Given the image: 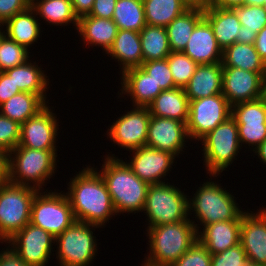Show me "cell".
<instances>
[{
	"label": "cell",
	"instance_id": "19",
	"mask_svg": "<svg viewBox=\"0 0 266 266\" xmlns=\"http://www.w3.org/2000/svg\"><path fill=\"white\" fill-rule=\"evenodd\" d=\"M265 74L223 67L222 94L231 106L261 98L262 78Z\"/></svg>",
	"mask_w": 266,
	"mask_h": 266
},
{
	"label": "cell",
	"instance_id": "27",
	"mask_svg": "<svg viewBox=\"0 0 266 266\" xmlns=\"http://www.w3.org/2000/svg\"><path fill=\"white\" fill-rule=\"evenodd\" d=\"M30 59L20 66H15L5 73L12 78L15 86H18L21 92H28L39 95L47 104H50L47 97L49 89V76L45 73V70ZM47 91V92H46ZM47 100V101H46Z\"/></svg>",
	"mask_w": 266,
	"mask_h": 266
},
{
	"label": "cell",
	"instance_id": "52",
	"mask_svg": "<svg viewBox=\"0 0 266 266\" xmlns=\"http://www.w3.org/2000/svg\"><path fill=\"white\" fill-rule=\"evenodd\" d=\"M244 3L245 0H212V7L233 8Z\"/></svg>",
	"mask_w": 266,
	"mask_h": 266
},
{
	"label": "cell",
	"instance_id": "32",
	"mask_svg": "<svg viewBox=\"0 0 266 266\" xmlns=\"http://www.w3.org/2000/svg\"><path fill=\"white\" fill-rule=\"evenodd\" d=\"M222 66L251 72H266V63L261 59L254 44L236 42L222 52Z\"/></svg>",
	"mask_w": 266,
	"mask_h": 266
},
{
	"label": "cell",
	"instance_id": "8",
	"mask_svg": "<svg viewBox=\"0 0 266 266\" xmlns=\"http://www.w3.org/2000/svg\"><path fill=\"white\" fill-rule=\"evenodd\" d=\"M100 226L76 221L55 238L59 266H90L97 255L96 229ZM94 234V235H93Z\"/></svg>",
	"mask_w": 266,
	"mask_h": 266
},
{
	"label": "cell",
	"instance_id": "37",
	"mask_svg": "<svg viewBox=\"0 0 266 266\" xmlns=\"http://www.w3.org/2000/svg\"><path fill=\"white\" fill-rule=\"evenodd\" d=\"M112 20L118 30L140 32L147 24L142 0H117Z\"/></svg>",
	"mask_w": 266,
	"mask_h": 266
},
{
	"label": "cell",
	"instance_id": "26",
	"mask_svg": "<svg viewBox=\"0 0 266 266\" xmlns=\"http://www.w3.org/2000/svg\"><path fill=\"white\" fill-rule=\"evenodd\" d=\"M106 54L118 61L120 74L128 69L140 67L143 64V54L139 32L118 30L113 45Z\"/></svg>",
	"mask_w": 266,
	"mask_h": 266
},
{
	"label": "cell",
	"instance_id": "50",
	"mask_svg": "<svg viewBox=\"0 0 266 266\" xmlns=\"http://www.w3.org/2000/svg\"><path fill=\"white\" fill-rule=\"evenodd\" d=\"M254 46L261 59L266 63V26L257 33Z\"/></svg>",
	"mask_w": 266,
	"mask_h": 266
},
{
	"label": "cell",
	"instance_id": "3",
	"mask_svg": "<svg viewBox=\"0 0 266 266\" xmlns=\"http://www.w3.org/2000/svg\"><path fill=\"white\" fill-rule=\"evenodd\" d=\"M145 231L149 252L148 255L145 254L141 266H171L198 239L195 225L190 218L146 228Z\"/></svg>",
	"mask_w": 266,
	"mask_h": 266
},
{
	"label": "cell",
	"instance_id": "15",
	"mask_svg": "<svg viewBox=\"0 0 266 266\" xmlns=\"http://www.w3.org/2000/svg\"><path fill=\"white\" fill-rule=\"evenodd\" d=\"M231 116L238 126L241 147L247 144L252 151L266 139V104L261 98L233 105Z\"/></svg>",
	"mask_w": 266,
	"mask_h": 266
},
{
	"label": "cell",
	"instance_id": "45",
	"mask_svg": "<svg viewBox=\"0 0 266 266\" xmlns=\"http://www.w3.org/2000/svg\"><path fill=\"white\" fill-rule=\"evenodd\" d=\"M117 0H94L89 16L112 19Z\"/></svg>",
	"mask_w": 266,
	"mask_h": 266
},
{
	"label": "cell",
	"instance_id": "16",
	"mask_svg": "<svg viewBox=\"0 0 266 266\" xmlns=\"http://www.w3.org/2000/svg\"><path fill=\"white\" fill-rule=\"evenodd\" d=\"M131 159L126 163L133 173L148 184L164 183L175 162V155L170 152L158 150L148 146H142L130 151ZM164 179V180H163Z\"/></svg>",
	"mask_w": 266,
	"mask_h": 266
},
{
	"label": "cell",
	"instance_id": "9",
	"mask_svg": "<svg viewBox=\"0 0 266 266\" xmlns=\"http://www.w3.org/2000/svg\"><path fill=\"white\" fill-rule=\"evenodd\" d=\"M39 190L13 183L0 185V243L6 244L31 219V206Z\"/></svg>",
	"mask_w": 266,
	"mask_h": 266
},
{
	"label": "cell",
	"instance_id": "36",
	"mask_svg": "<svg viewBox=\"0 0 266 266\" xmlns=\"http://www.w3.org/2000/svg\"><path fill=\"white\" fill-rule=\"evenodd\" d=\"M147 25L166 27L188 8L182 0H142Z\"/></svg>",
	"mask_w": 266,
	"mask_h": 266
},
{
	"label": "cell",
	"instance_id": "47",
	"mask_svg": "<svg viewBox=\"0 0 266 266\" xmlns=\"http://www.w3.org/2000/svg\"><path fill=\"white\" fill-rule=\"evenodd\" d=\"M0 266H29L9 247L0 251Z\"/></svg>",
	"mask_w": 266,
	"mask_h": 266
},
{
	"label": "cell",
	"instance_id": "40",
	"mask_svg": "<svg viewBox=\"0 0 266 266\" xmlns=\"http://www.w3.org/2000/svg\"><path fill=\"white\" fill-rule=\"evenodd\" d=\"M140 68L151 77L155 85L159 86L162 91L177 87L173 81L167 58L144 62Z\"/></svg>",
	"mask_w": 266,
	"mask_h": 266
},
{
	"label": "cell",
	"instance_id": "42",
	"mask_svg": "<svg viewBox=\"0 0 266 266\" xmlns=\"http://www.w3.org/2000/svg\"><path fill=\"white\" fill-rule=\"evenodd\" d=\"M21 125L0 113V147L9 152L16 148L20 141Z\"/></svg>",
	"mask_w": 266,
	"mask_h": 266
},
{
	"label": "cell",
	"instance_id": "43",
	"mask_svg": "<svg viewBox=\"0 0 266 266\" xmlns=\"http://www.w3.org/2000/svg\"><path fill=\"white\" fill-rule=\"evenodd\" d=\"M211 266H251L242 245L212 255Z\"/></svg>",
	"mask_w": 266,
	"mask_h": 266
},
{
	"label": "cell",
	"instance_id": "4",
	"mask_svg": "<svg viewBox=\"0 0 266 266\" xmlns=\"http://www.w3.org/2000/svg\"><path fill=\"white\" fill-rule=\"evenodd\" d=\"M209 176V181L207 179L203 184L201 183L193 197L190 198L191 196H189L188 198L189 215L192 216L193 214L194 216L195 214V217H192L195 219H190V221L195 225L197 232L200 226L203 227L220 221L241 220L245 212L239 206L234 194L232 195L218 181H212L213 177L216 179L220 175Z\"/></svg>",
	"mask_w": 266,
	"mask_h": 266
},
{
	"label": "cell",
	"instance_id": "23",
	"mask_svg": "<svg viewBox=\"0 0 266 266\" xmlns=\"http://www.w3.org/2000/svg\"><path fill=\"white\" fill-rule=\"evenodd\" d=\"M77 32L84 45L101 47L106 54L113 45L118 28L112 19L85 15L78 20Z\"/></svg>",
	"mask_w": 266,
	"mask_h": 266
},
{
	"label": "cell",
	"instance_id": "41",
	"mask_svg": "<svg viewBox=\"0 0 266 266\" xmlns=\"http://www.w3.org/2000/svg\"><path fill=\"white\" fill-rule=\"evenodd\" d=\"M212 254L197 241L171 266H211Z\"/></svg>",
	"mask_w": 266,
	"mask_h": 266
},
{
	"label": "cell",
	"instance_id": "10",
	"mask_svg": "<svg viewBox=\"0 0 266 266\" xmlns=\"http://www.w3.org/2000/svg\"><path fill=\"white\" fill-rule=\"evenodd\" d=\"M40 190L31 206L30 223L41 227L55 238L68 228L75 218L65 192ZM63 192V193H62Z\"/></svg>",
	"mask_w": 266,
	"mask_h": 266
},
{
	"label": "cell",
	"instance_id": "22",
	"mask_svg": "<svg viewBox=\"0 0 266 266\" xmlns=\"http://www.w3.org/2000/svg\"><path fill=\"white\" fill-rule=\"evenodd\" d=\"M202 228L197 232V238L212 255L240 243L241 220L215 222Z\"/></svg>",
	"mask_w": 266,
	"mask_h": 266
},
{
	"label": "cell",
	"instance_id": "51",
	"mask_svg": "<svg viewBox=\"0 0 266 266\" xmlns=\"http://www.w3.org/2000/svg\"><path fill=\"white\" fill-rule=\"evenodd\" d=\"M188 9L208 10L212 8V0H182Z\"/></svg>",
	"mask_w": 266,
	"mask_h": 266
},
{
	"label": "cell",
	"instance_id": "2",
	"mask_svg": "<svg viewBox=\"0 0 266 266\" xmlns=\"http://www.w3.org/2000/svg\"><path fill=\"white\" fill-rule=\"evenodd\" d=\"M107 153L102 169H95L106 184L117 215L142 213L149 184L135 175L122 158Z\"/></svg>",
	"mask_w": 266,
	"mask_h": 266
},
{
	"label": "cell",
	"instance_id": "12",
	"mask_svg": "<svg viewBox=\"0 0 266 266\" xmlns=\"http://www.w3.org/2000/svg\"><path fill=\"white\" fill-rule=\"evenodd\" d=\"M54 244V236L31 223L6 242V246L29 266H47L50 256H54Z\"/></svg>",
	"mask_w": 266,
	"mask_h": 266
},
{
	"label": "cell",
	"instance_id": "1",
	"mask_svg": "<svg viewBox=\"0 0 266 266\" xmlns=\"http://www.w3.org/2000/svg\"><path fill=\"white\" fill-rule=\"evenodd\" d=\"M67 184L65 193L76 221L105 227L117 213L111 195L99 172L85 165Z\"/></svg>",
	"mask_w": 266,
	"mask_h": 266
},
{
	"label": "cell",
	"instance_id": "30",
	"mask_svg": "<svg viewBox=\"0 0 266 266\" xmlns=\"http://www.w3.org/2000/svg\"><path fill=\"white\" fill-rule=\"evenodd\" d=\"M39 20L45 21L50 26H69L78 28V17L75 15L71 0H31Z\"/></svg>",
	"mask_w": 266,
	"mask_h": 266
},
{
	"label": "cell",
	"instance_id": "49",
	"mask_svg": "<svg viewBox=\"0 0 266 266\" xmlns=\"http://www.w3.org/2000/svg\"><path fill=\"white\" fill-rule=\"evenodd\" d=\"M73 11L78 19L82 16L89 15L93 5L94 0H71Z\"/></svg>",
	"mask_w": 266,
	"mask_h": 266
},
{
	"label": "cell",
	"instance_id": "25",
	"mask_svg": "<svg viewBox=\"0 0 266 266\" xmlns=\"http://www.w3.org/2000/svg\"><path fill=\"white\" fill-rule=\"evenodd\" d=\"M38 20L35 9L30 5L7 20L2 27L8 38L29 49L35 42H38L43 32Z\"/></svg>",
	"mask_w": 266,
	"mask_h": 266
},
{
	"label": "cell",
	"instance_id": "46",
	"mask_svg": "<svg viewBox=\"0 0 266 266\" xmlns=\"http://www.w3.org/2000/svg\"><path fill=\"white\" fill-rule=\"evenodd\" d=\"M21 92L5 72H0V105Z\"/></svg>",
	"mask_w": 266,
	"mask_h": 266
},
{
	"label": "cell",
	"instance_id": "48",
	"mask_svg": "<svg viewBox=\"0 0 266 266\" xmlns=\"http://www.w3.org/2000/svg\"><path fill=\"white\" fill-rule=\"evenodd\" d=\"M10 152L0 147V185L9 182Z\"/></svg>",
	"mask_w": 266,
	"mask_h": 266
},
{
	"label": "cell",
	"instance_id": "55",
	"mask_svg": "<svg viewBox=\"0 0 266 266\" xmlns=\"http://www.w3.org/2000/svg\"><path fill=\"white\" fill-rule=\"evenodd\" d=\"M264 0H245L244 5L263 6Z\"/></svg>",
	"mask_w": 266,
	"mask_h": 266
},
{
	"label": "cell",
	"instance_id": "6",
	"mask_svg": "<svg viewBox=\"0 0 266 266\" xmlns=\"http://www.w3.org/2000/svg\"><path fill=\"white\" fill-rule=\"evenodd\" d=\"M169 182L149 184L143 213L147 228L185 221L190 218L189 196Z\"/></svg>",
	"mask_w": 266,
	"mask_h": 266
},
{
	"label": "cell",
	"instance_id": "14",
	"mask_svg": "<svg viewBox=\"0 0 266 266\" xmlns=\"http://www.w3.org/2000/svg\"><path fill=\"white\" fill-rule=\"evenodd\" d=\"M52 106L47 104L35 116L21 124L20 141L17 147L38 150H57L59 121Z\"/></svg>",
	"mask_w": 266,
	"mask_h": 266
},
{
	"label": "cell",
	"instance_id": "53",
	"mask_svg": "<svg viewBox=\"0 0 266 266\" xmlns=\"http://www.w3.org/2000/svg\"><path fill=\"white\" fill-rule=\"evenodd\" d=\"M253 154L258 155V159L263 162V165H266V139L254 150H252Z\"/></svg>",
	"mask_w": 266,
	"mask_h": 266
},
{
	"label": "cell",
	"instance_id": "5",
	"mask_svg": "<svg viewBox=\"0 0 266 266\" xmlns=\"http://www.w3.org/2000/svg\"><path fill=\"white\" fill-rule=\"evenodd\" d=\"M58 150H38L16 147L10 151L9 182L37 190H48L47 181L57 169ZM43 186V187H42Z\"/></svg>",
	"mask_w": 266,
	"mask_h": 266
},
{
	"label": "cell",
	"instance_id": "17",
	"mask_svg": "<svg viewBox=\"0 0 266 266\" xmlns=\"http://www.w3.org/2000/svg\"><path fill=\"white\" fill-rule=\"evenodd\" d=\"M186 123L179 120L150 117L147 131L146 146L170 152L177 158L185 152L183 149L189 142Z\"/></svg>",
	"mask_w": 266,
	"mask_h": 266
},
{
	"label": "cell",
	"instance_id": "29",
	"mask_svg": "<svg viewBox=\"0 0 266 266\" xmlns=\"http://www.w3.org/2000/svg\"><path fill=\"white\" fill-rule=\"evenodd\" d=\"M152 116L170 118L186 123L189 113V99L184 88L176 87L162 91L148 106Z\"/></svg>",
	"mask_w": 266,
	"mask_h": 266
},
{
	"label": "cell",
	"instance_id": "35",
	"mask_svg": "<svg viewBox=\"0 0 266 266\" xmlns=\"http://www.w3.org/2000/svg\"><path fill=\"white\" fill-rule=\"evenodd\" d=\"M139 34L143 63L166 59L171 54L166 27L146 25Z\"/></svg>",
	"mask_w": 266,
	"mask_h": 266
},
{
	"label": "cell",
	"instance_id": "34",
	"mask_svg": "<svg viewBox=\"0 0 266 266\" xmlns=\"http://www.w3.org/2000/svg\"><path fill=\"white\" fill-rule=\"evenodd\" d=\"M241 23L236 42L254 44L257 33L266 26V9L263 6L240 5L232 8Z\"/></svg>",
	"mask_w": 266,
	"mask_h": 266
},
{
	"label": "cell",
	"instance_id": "13",
	"mask_svg": "<svg viewBox=\"0 0 266 266\" xmlns=\"http://www.w3.org/2000/svg\"><path fill=\"white\" fill-rule=\"evenodd\" d=\"M108 126L107 139L127 151L146 146L148 124L151 117L148 107H134L124 111Z\"/></svg>",
	"mask_w": 266,
	"mask_h": 266
},
{
	"label": "cell",
	"instance_id": "24",
	"mask_svg": "<svg viewBox=\"0 0 266 266\" xmlns=\"http://www.w3.org/2000/svg\"><path fill=\"white\" fill-rule=\"evenodd\" d=\"M222 76V63L198 65L189 83L184 87L189 101L221 94Z\"/></svg>",
	"mask_w": 266,
	"mask_h": 266
},
{
	"label": "cell",
	"instance_id": "18",
	"mask_svg": "<svg viewBox=\"0 0 266 266\" xmlns=\"http://www.w3.org/2000/svg\"><path fill=\"white\" fill-rule=\"evenodd\" d=\"M248 210L241 219L240 244L251 265L266 266V207Z\"/></svg>",
	"mask_w": 266,
	"mask_h": 266
},
{
	"label": "cell",
	"instance_id": "33",
	"mask_svg": "<svg viewBox=\"0 0 266 266\" xmlns=\"http://www.w3.org/2000/svg\"><path fill=\"white\" fill-rule=\"evenodd\" d=\"M204 18V11L187 9L166 26L171 52H183L196 25Z\"/></svg>",
	"mask_w": 266,
	"mask_h": 266
},
{
	"label": "cell",
	"instance_id": "20",
	"mask_svg": "<svg viewBox=\"0 0 266 266\" xmlns=\"http://www.w3.org/2000/svg\"><path fill=\"white\" fill-rule=\"evenodd\" d=\"M120 79L121 89L117 92L118 98H124L123 95L130 97L134 107H148L162 92L161 88L156 86L151 77L140 67L124 71Z\"/></svg>",
	"mask_w": 266,
	"mask_h": 266
},
{
	"label": "cell",
	"instance_id": "7",
	"mask_svg": "<svg viewBox=\"0 0 266 266\" xmlns=\"http://www.w3.org/2000/svg\"><path fill=\"white\" fill-rule=\"evenodd\" d=\"M202 145L203 165L209 175H221L235 160L242 150L238 138V126L230 116L222 124L200 140Z\"/></svg>",
	"mask_w": 266,
	"mask_h": 266
},
{
	"label": "cell",
	"instance_id": "38",
	"mask_svg": "<svg viewBox=\"0 0 266 266\" xmlns=\"http://www.w3.org/2000/svg\"><path fill=\"white\" fill-rule=\"evenodd\" d=\"M29 51L26 47L5 35L0 46V72H5L27 62L32 57V55H29L31 54Z\"/></svg>",
	"mask_w": 266,
	"mask_h": 266
},
{
	"label": "cell",
	"instance_id": "11",
	"mask_svg": "<svg viewBox=\"0 0 266 266\" xmlns=\"http://www.w3.org/2000/svg\"><path fill=\"white\" fill-rule=\"evenodd\" d=\"M232 114V106L221 94L189 101L187 133L190 141H200Z\"/></svg>",
	"mask_w": 266,
	"mask_h": 266
},
{
	"label": "cell",
	"instance_id": "44",
	"mask_svg": "<svg viewBox=\"0 0 266 266\" xmlns=\"http://www.w3.org/2000/svg\"><path fill=\"white\" fill-rule=\"evenodd\" d=\"M31 5V0H0V25Z\"/></svg>",
	"mask_w": 266,
	"mask_h": 266
},
{
	"label": "cell",
	"instance_id": "39",
	"mask_svg": "<svg viewBox=\"0 0 266 266\" xmlns=\"http://www.w3.org/2000/svg\"><path fill=\"white\" fill-rule=\"evenodd\" d=\"M167 60L175 85L184 88L194 75L198 64L183 52H171Z\"/></svg>",
	"mask_w": 266,
	"mask_h": 266
},
{
	"label": "cell",
	"instance_id": "56",
	"mask_svg": "<svg viewBox=\"0 0 266 266\" xmlns=\"http://www.w3.org/2000/svg\"><path fill=\"white\" fill-rule=\"evenodd\" d=\"M0 46H1V40H2V38L5 36V32H4V29H3V27H2V25H0Z\"/></svg>",
	"mask_w": 266,
	"mask_h": 266
},
{
	"label": "cell",
	"instance_id": "54",
	"mask_svg": "<svg viewBox=\"0 0 266 266\" xmlns=\"http://www.w3.org/2000/svg\"><path fill=\"white\" fill-rule=\"evenodd\" d=\"M261 99L266 104V74L262 78Z\"/></svg>",
	"mask_w": 266,
	"mask_h": 266
},
{
	"label": "cell",
	"instance_id": "57",
	"mask_svg": "<svg viewBox=\"0 0 266 266\" xmlns=\"http://www.w3.org/2000/svg\"><path fill=\"white\" fill-rule=\"evenodd\" d=\"M263 7L266 9V0H264Z\"/></svg>",
	"mask_w": 266,
	"mask_h": 266
},
{
	"label": "cell",
	"instance_id": "21",
	"mask_svg": "<svg viewBox=\"0 0 266 266\" xmlns=\"http://www.w3.org/2000/svg\"><path fill=\"white\" fill-rule=\"evenodd\" d=\"M222 52L213 29L205 18L196 25L183 51L198 65L221 63Z\"/></svg>",
	"mask_w": 266,
	"mask_h": 266
},
{
	"label": "cell",
	"instance_id": "31",
	"mask_svg": "<svg viewBox=\"0 0 266 266\" xmlns=\"http://www.w3.org/2000/svg\"><path fill=\"white\" fill-rule=\"evenodd\" d=\"M46 105L37 94L19 92L0 105V113L21 125Z\"/></svg>",
	"mask_w": 266,
	"mask_h": 266
},
{
	"label": "cell",
	"instance_id": "28",
	"mask_svg": "<svg viewBox=\"0 0 266 266\" xmlns=\"http://www.w3.org/2000/svg\"><path fill=\"white\" fill-rule=\"evenodd\" d=\"M204 18L210 23L222 51L236 43L237 33L242 25L232 8L212 7L204 11Z\"/></svg>",
	"mask_w": 266,
	"mask_h": 266
}]
</instances>
